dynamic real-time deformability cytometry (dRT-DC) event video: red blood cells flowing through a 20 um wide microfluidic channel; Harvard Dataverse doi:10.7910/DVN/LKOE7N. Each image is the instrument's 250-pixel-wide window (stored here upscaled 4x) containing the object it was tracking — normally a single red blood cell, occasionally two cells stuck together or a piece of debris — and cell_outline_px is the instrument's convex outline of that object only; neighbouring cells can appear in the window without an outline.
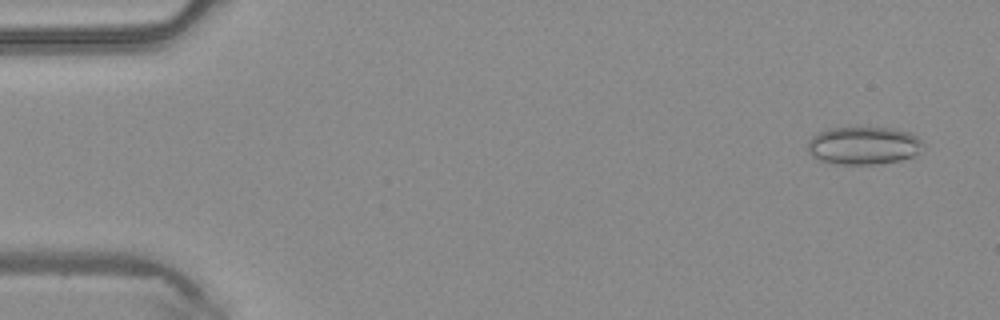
{"species": "common noctule bat (a hibernating species)", "species_latin": "Nyctalus noctula", "temperature_condition": "warm", "stored_images_in_passage": 48, "camera_frame_rate_fps": 3000, "um_per_image_px": 0.085, "animal": {"sex": "male", "body_mass_g": 20.4}, "frame": {"image": 1, "passage_image": 3, "time_ms": 0.667, "image_size_px": [1000, 320], "cell_outline_px": [[924, 144], [920, 152], [912, 156], [900, 160], [876, 164], [840, 164], [820, 160], [812, 156], [808, 152], [808, 140], [812, 136], [828, 128], [892, 128], [912, 132]], "centroid_in_image_um": [73.41, 12.37], "position_along_channel_um": 11.6, "area_um2": 25.43}}
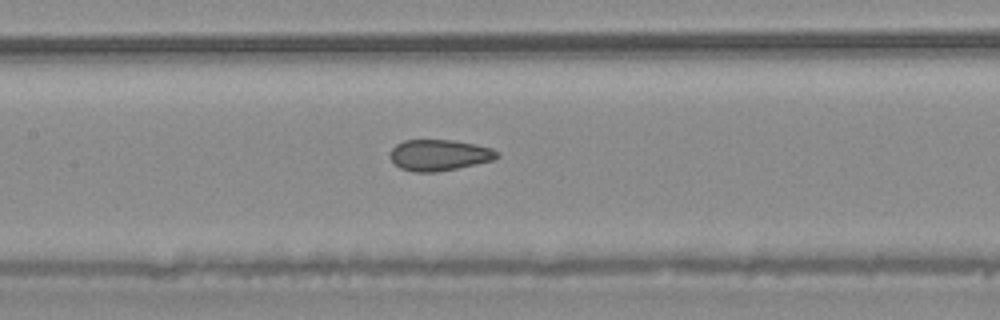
{"frame": {"image": 2, "passage_image": 23, "time_ms": 7.333, "image_size_px": [1000, 320], "cell_outline_px": [[500, 156], [492, 160], [456, 168], [436, 172], [412, 172], [400, 168], [388, 156], [392, 148], [396, 144], [404, 140], [452, 140], [492, 148], [500, 152]], "centroid_in_image_um": [37.31, 13.18], "position_along_channel_um": 170.1, "area_um2": 19.31}}
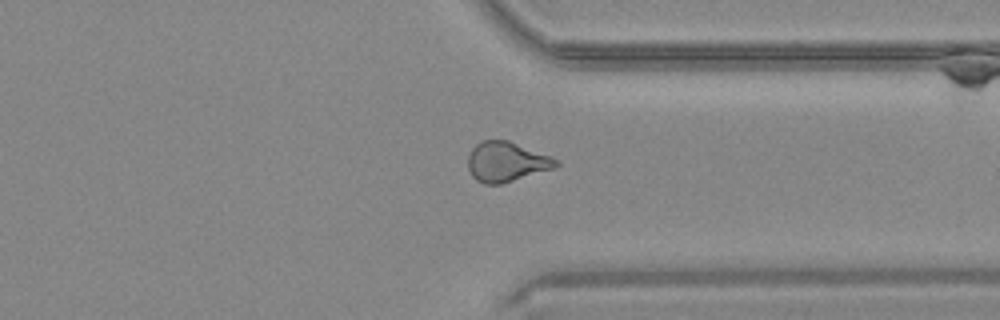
{"frame": {"image": 3, "passage_image": 37, "time_ms": 12.0, "image_size_px": [1000, 320], "cell_outline_px": [[560, 164], [556, 168], [500, 184], [484, 184], [476, 180], [472, 176], [468, 168], [468, 156], [472, 148], [480, 140], [508, 140], [560, 160]], "centroid_in_image_um": [43.05, 13.75], "position_along_channel_um": 368.4, "area_um2": 20.52}, "authors_computed_cell_mechanics": {"area_um2": 20.5768, "velocity_mm_per_s": 4.2663, "shape_relaxation_time_tau1_ms": null, "shape_relaxation_time_tau2_ms": 1.1744, "deformation_change_tau1": null, "deformation_change_tau2": 0.0703}}